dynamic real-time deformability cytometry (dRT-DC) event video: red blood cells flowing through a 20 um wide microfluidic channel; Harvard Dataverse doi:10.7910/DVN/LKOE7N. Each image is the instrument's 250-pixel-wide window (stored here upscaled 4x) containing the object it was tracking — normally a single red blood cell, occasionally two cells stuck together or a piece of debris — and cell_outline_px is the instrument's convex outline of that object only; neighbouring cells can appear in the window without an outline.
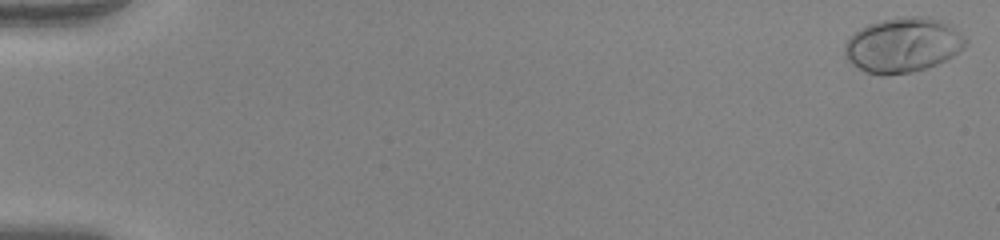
{"species": "human", "species_latin": "Homo sapiens", "temperature_condition": "warm", "stored_images_in_passage": 53, "camera_frame_rate_fps": 3000, "um_per_image_px": 0.085, "donor": {"sex": "female"}, "frame": {"image": 1, "passage_image": 1, "time_ms": 0.0, "image_size_px": [1000, 240], "cell_outline_px": [[968, 44], [964, 48], [952, 56], [928, 68], [912, 72], [884, 76], [868, 72], [852, 64], [848, 60], [844, 52], [844, 44], [848, 36], [860, 28], [868, 24], [880, 20], [904, 16], [928, 16], [940, 20], [948, 24], [964, 36], [968, 40]], "centroid_in_image_um": [76.74, 3.82], "position_along_channel_um": 8.3, "area_um2": 38.84}}
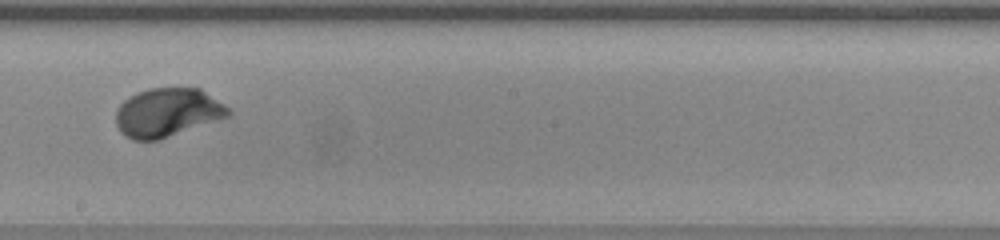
{"frame": {"image": 2, "passage_image": 32, "time_ms": 10.333, "image_size_px": [1000, 240], "cell_outline_px": [[232, 112], [228, 116], [160, 140], [132, 140], [124, 136], [120, 132], [116, 124], [116, 112], [120, 104], [128, 96], [136, 92], [148, 88], [200, 88], [224, 104]], "centroid_in_image_um": [14.19, 9.56], "position_along_channel_um": 234.0, "area_um2": 31.96}}
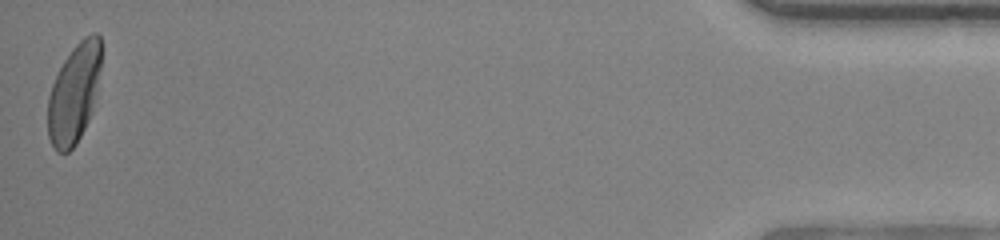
{"frame": {"image": 3, "passage_image": 53, "time_ms": 17.333, "image_size_px": [1000, 240], "cell_outline_px": [[100, 68], [92, 104], [88, 120], [76, 144], [68, 152], [56, 152], [48, 136], [48, 96], [52, 84], [64, 60], [72, 48], [84, 36], [92, 32], [96, 32], [100, 36]], "centroid_in_image_um": [6.27, 7.93], "position_along_channel_um": 428.9, "area_um2": 30.23}, "authors_computed_cell_mechanics": {"area_um2": 32.0212, "velocity_mm_per_s": 3.9671, "shape_relaxation_time_tau1_ms": 1.7441, "shape_relaxation_time_tau2_ms": null, "deformation_change_tau1": 0.1603, "deformation_change_tau2": null}}